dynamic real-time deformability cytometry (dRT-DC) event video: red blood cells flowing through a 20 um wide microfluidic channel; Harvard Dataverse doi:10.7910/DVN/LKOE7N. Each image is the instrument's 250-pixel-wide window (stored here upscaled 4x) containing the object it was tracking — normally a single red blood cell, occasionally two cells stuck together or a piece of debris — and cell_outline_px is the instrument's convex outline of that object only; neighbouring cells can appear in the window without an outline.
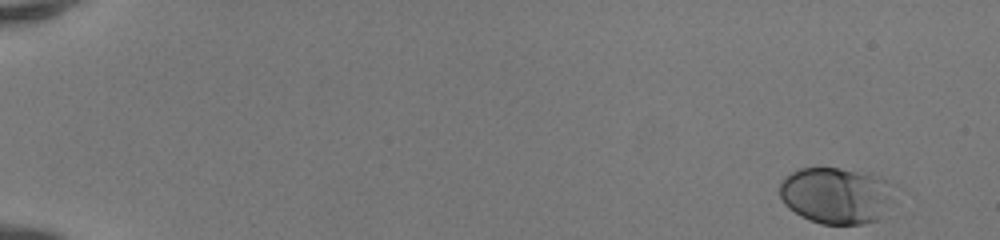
{"species": "human", "species_latin": "Homo sapiens", "temperature_condition": "room temperature", "stored_images_in_passage": 49, "camera_frame_rate_fps": 3000, "um_per_image_px": 0.085, "donor": {"sex": "female"}, "frame": {"image": 1, "passage_image": 1, "time_ms": 0.0, "image_size_px": [1000, 240], "cell_outline_px": [[900, 188], [880, 220], [864, 224], [820, 224], [800, 216], [788, 208], [784, 204], [780, 196], [780, 180], [792, 172], [800, 168], [840, 168], [872, 172], [896, 184]], "centroid_in_image_um": [71.18, 16.6], "position_along_channel_um": 13.8, "area_um2": 39.07}}
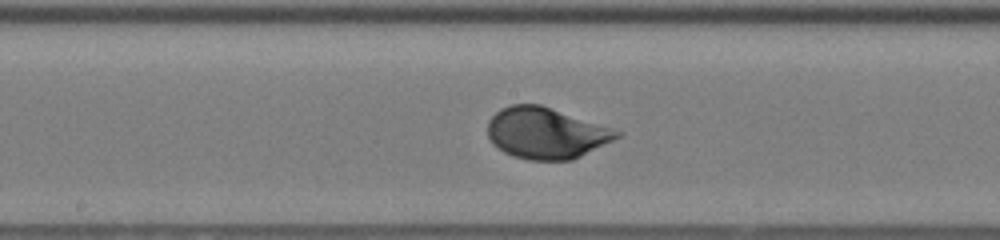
{"frame": {"image": 2, "passage_image": 27, "time_ms": 8.667, "image_size_px": [1000, 240], "cell_outline_px": [[624, 132], [620, 136], [572, 160], [528, 160], [512, 156], [504, 152], [492, 144], [488, 136], [488, 120], [500, 108], [512, 104], [540, 104]], "centroid_in_image_um": [46.37, 11.31], "position_along_channel_um": 201.8, "area_um2": 38.38}}
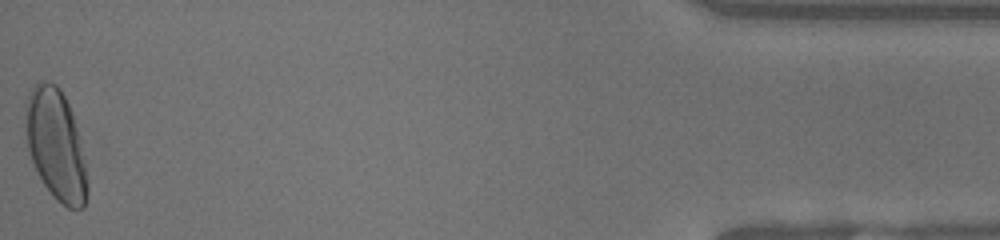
{"frame": {"image": 3, "passage_image": 49, "time_ms": 16.0, "image_size_px": [1000, 240], "cell_outline_px": [[88, 196], [84, 208], [68, 208], [56, 200], [52, 196], [44, 184], [28, 152], [24, 128], [28, 96], [36, 80], [44, 80], [56, 84], [60, 88], [72, 112], [80, 140], [88, 180]], "centroid_in_image_um": [4.75, 12.31], "position_along_channel_um": 430.5, "area_um2": 40.0}, "authors_computed_cell_mechanics": {"area_um2": 37.859, "velocity_mm_per_s": 4.1641, "shape_relaxation_time_tau1_ms": 2.6288, "shape_relaxation_time_tau2_ms": null, "deformation_change_tau1": 0.1536, "deformation_change_tau2": null}}